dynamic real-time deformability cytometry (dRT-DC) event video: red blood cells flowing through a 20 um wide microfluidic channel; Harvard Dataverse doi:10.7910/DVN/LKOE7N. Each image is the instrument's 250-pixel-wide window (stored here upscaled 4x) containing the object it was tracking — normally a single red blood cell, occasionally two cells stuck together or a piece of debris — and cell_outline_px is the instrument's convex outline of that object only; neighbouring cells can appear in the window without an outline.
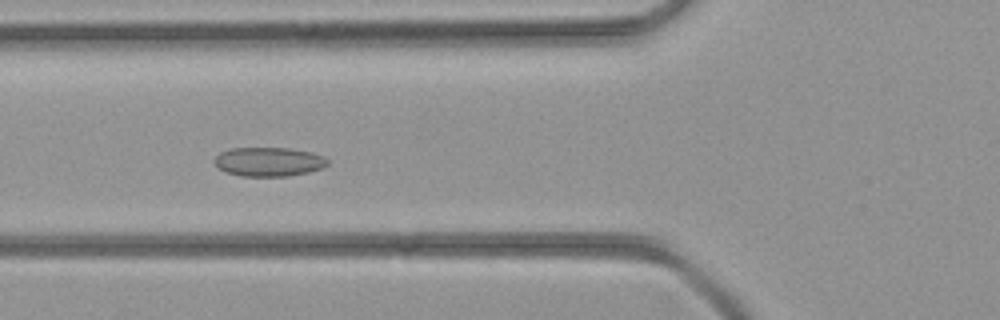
{"species": "common noctule bat (a hibernating species)", "species_latin": "Nyctalus noctula", "temperature_condition": "room temperature", "stored_images_in_passage": 43, "camera_frame_rate_fps": 3000, "um_per_image_px": 0.085, "animal": {"sex": "female", "body_mass_g": 21.9}, "frame": {"image": 1, "passage_image": 16, "time_ms": 5.0, "image_size_px": [1000, 320], "cell_outline_px": [[328, 164], [324, 168], [308, 172], [288, 176], [240, 176], [224, 172], [216, 168], [212, 160], [220, 152], [232, 148], [288, 148], [312, 152], [324, 156], [328, 160]], "centroid_in_image_um": [22.81, 13.75], "position_along_channel_um": 103.0, "area_um2": 19.48}}
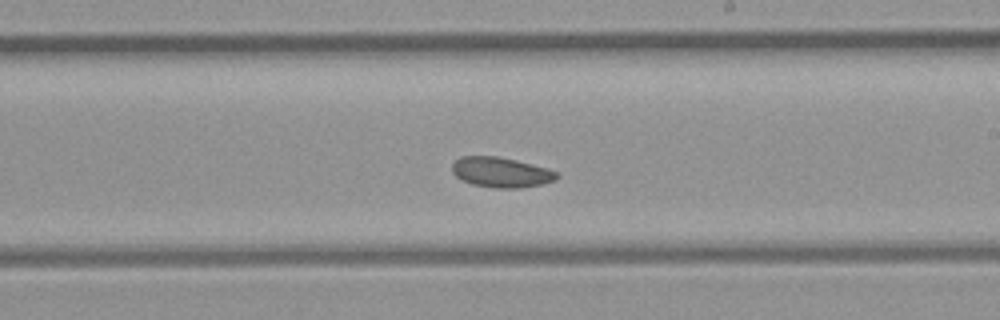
{"frame": {"image": 2, "passage_image": 25, "time_ms": 8.0, "image_size_px": [1000, 320], "cell_outline_px": [[560, 176], [556, 180], [544, 184], [520, 188], [492, 188], [472, 184], [460, 180], [452, 172], [452, 164], [460, 156], [496, 156], [516, 160], [548, 168], [560, 172]], "centroid_in_image_um": [42.62, 14.65], "position_along_channel_um": 246.4, "area_um2": 18.73}}
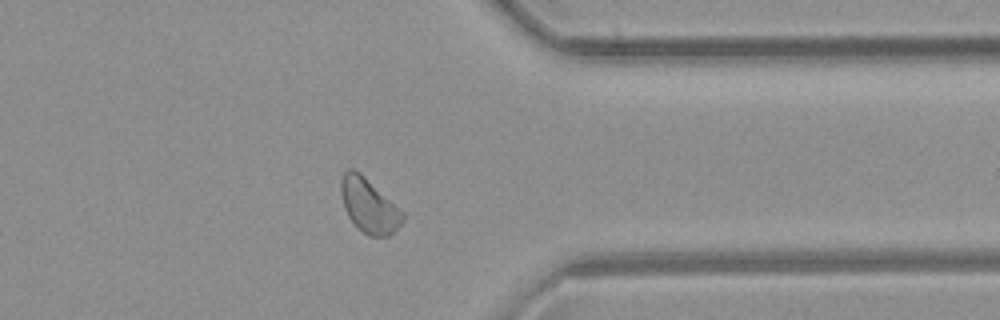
{"frame": {"image": 3, "passage_image": 34, "time_ms": 11.0, "image_size_px": [1000, 320], "cell_outline_px": [[404, 220], [388, 236], [368, 236], [348, 216], [344, 208], [340, 192], [340, 180], [344, 172], [348, 168], [352, 168], [360, 172], [404, 212]], "centroid_in_image_um": [31.34, 17.44], "position_along_channel_um": 380.1, "area_um2": 19.31}}